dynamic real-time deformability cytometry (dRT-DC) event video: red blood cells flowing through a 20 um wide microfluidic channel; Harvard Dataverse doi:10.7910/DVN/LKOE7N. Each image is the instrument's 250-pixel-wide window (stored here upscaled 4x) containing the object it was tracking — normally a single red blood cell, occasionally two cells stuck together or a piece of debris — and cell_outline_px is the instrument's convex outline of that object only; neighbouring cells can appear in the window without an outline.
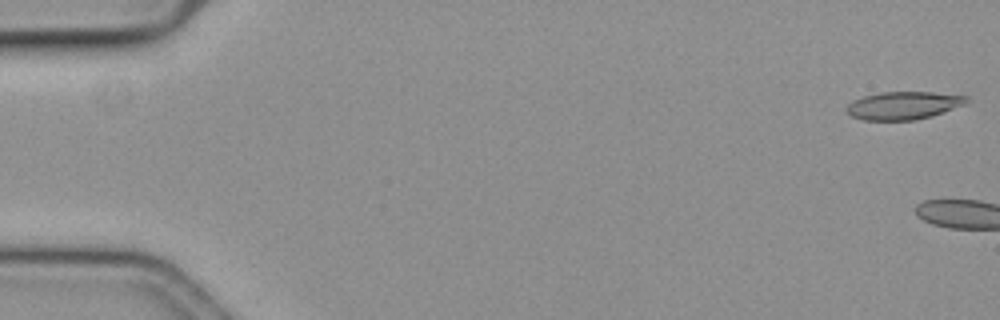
{"species": "common noctule bat (a hibernating species)", "species_latin": "Nyctalus noctula", "temperature_condition": "cold", "stored_images_in_passage": 4, "camera_frame_rate_fps": 3000, "um_per_image_px": 0.085, "animal": {"sex": "female", "body_mass_g": 19.3, "forearm_length_mm": 54.1}, "frame": {"image": 1, "passage_image": 1, "time_ms": 0.0, "image_size_px": [1000, 320], "cell_outline_px": [[968, 100], [964, 104], [944, 112], [932, 116], [916, 120], [864, 120], [852, 116], [844, 108], [852, 100], [864, 96], [884, 92], [932, 92], [968, 96]], "centroid_in_image_um": [76.78, 8.97], "position_along_channel_um": 8.2, "area_um2": 19.42}}